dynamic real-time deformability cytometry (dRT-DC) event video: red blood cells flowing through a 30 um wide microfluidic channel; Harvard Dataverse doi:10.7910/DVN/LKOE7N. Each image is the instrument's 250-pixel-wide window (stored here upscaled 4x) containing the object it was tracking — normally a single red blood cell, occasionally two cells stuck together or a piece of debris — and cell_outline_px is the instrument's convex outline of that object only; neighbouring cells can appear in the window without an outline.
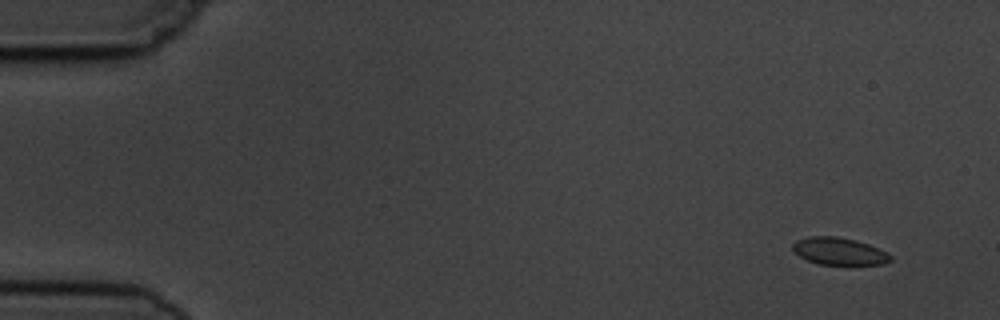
{"species": "common noctule bat (a hibernating species)", "species_latin": "Nyctalus noctula", "temperature_condition": "cold", "stored_images_in_passage": 4, "camera_frame_rate_fps": 3000, "um_per_image_px": 0.085, "animal": {"sex": "male", "body_mass_g": 19.5, "forearm_length_mm": 54.6}, "frame": {"image": 1, "passage_image": 1, "time_ms": 0.0, "image_size_px": [1000, 320], "cell_outline_px": [[892, 260], [884, 264], [820, 264], [808, 260], [800, 256], [792, 248], [792, 244], [796, 240], [808, 236], [836, 236], [856, 240], [868, 244], [888, 252], [892, 256]], "centroid_in_image_um": [71.34, 21.34], "position_along_channel_um": 13.7, "area_um2": 15.49}}